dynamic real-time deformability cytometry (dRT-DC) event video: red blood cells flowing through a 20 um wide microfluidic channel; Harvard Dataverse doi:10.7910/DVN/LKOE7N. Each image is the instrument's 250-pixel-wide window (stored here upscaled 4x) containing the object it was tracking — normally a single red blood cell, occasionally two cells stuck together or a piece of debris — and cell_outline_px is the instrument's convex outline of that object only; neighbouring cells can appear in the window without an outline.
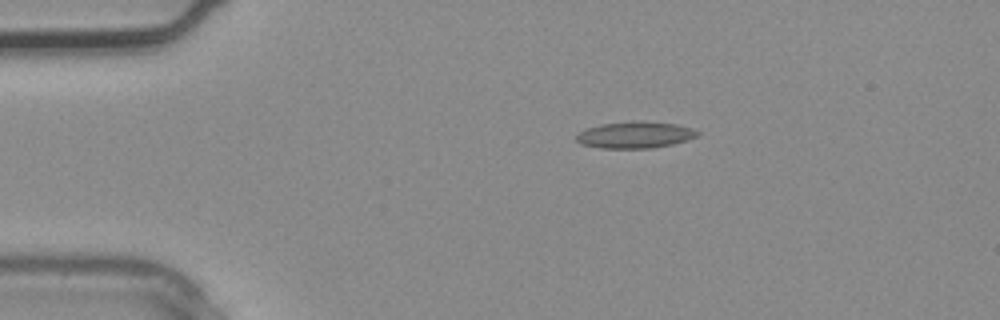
{"species": "common noctule bat (a hibernating species)", "species_latin": "Nyctalus noctula", "temperature_condition": "warm", "stored_images_in_passage": 2, "camera_frame_rate_fps": 3000, "um_per_image_px": 0.085, "animal": {"sex": "male", "body_mass_g": 20.4}, "frame": {"image": 1, "passage_image": 1, "time_ms": 0.0, "image_size_px": [1000, 320], "cell_outline_px": [[700, 132], [696, 136], [672, 144], [652, 148], [600, 148], [580, 144], [576, 140], [576, 136], [584, 128], [600, 124], [636, 120], [676, 124], [692, 128]], "centroid_in_image_um": [53.93, 11.45], "position_along_channel_um": 31.1, "area_um2": 18.79}}